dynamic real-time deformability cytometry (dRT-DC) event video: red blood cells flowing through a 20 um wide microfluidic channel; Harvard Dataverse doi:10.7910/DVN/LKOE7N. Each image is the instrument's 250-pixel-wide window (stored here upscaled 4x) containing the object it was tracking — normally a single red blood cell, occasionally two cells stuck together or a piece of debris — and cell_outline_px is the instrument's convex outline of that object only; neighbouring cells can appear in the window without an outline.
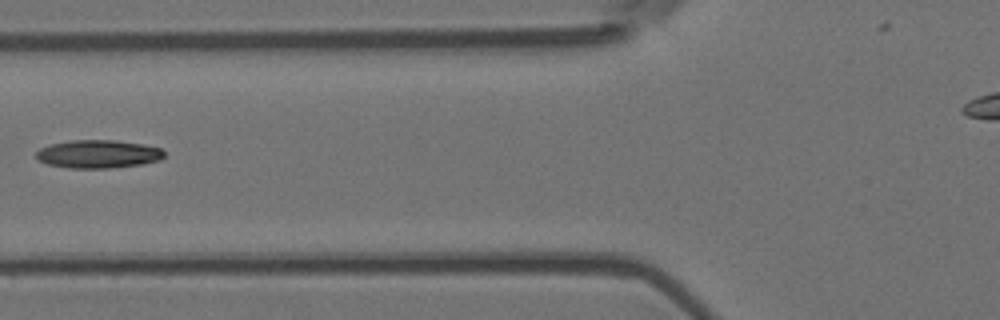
{"species": "Egyptian fruit bat (a non-hibernating species)", "species_latin": "Rousettus aegyptiacus", "temperature_condition": "room temperature", "stored_images_in_passage": 7, "camera_frame_rate_fps": 3000, "um_per_image_px": 0.085, "animal": {"sex": "female"}, "frame": {"image": 1, "passage_image": 5, "time_ms": 1.333, "image_size_px": [1000, 320], "cell_outline_px": [[164, 156], [160, 160], [140, 164], [108, 168], [68, 168], [48, 164], [40, 160], [36, 156], [36, 152], [40, 148], [52, 144], [72, 140], [116, 140], [144, 144], [160, 148], [164, 152]], "centroid_in_image_um": [8.36, 13.09], "position_along_channel_um": 117.4, "area_um2": 20.87}}
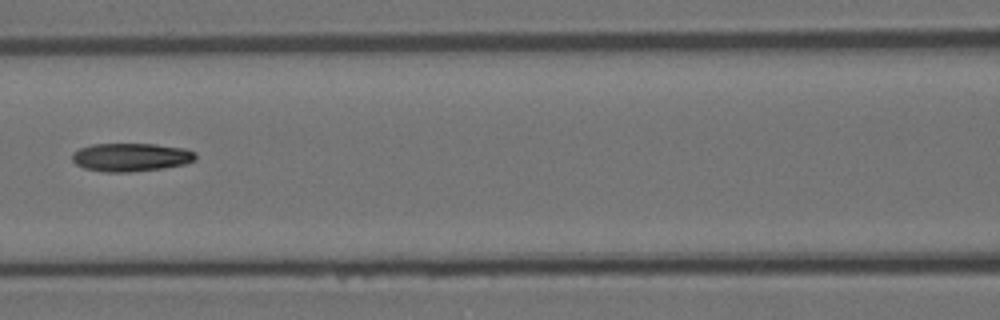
{"frame": {"image": 2, "passage_image": 6, "time_ms": 1.667, "image_size_px": [1000, 320], "cell_outline_px": [[196, 160], [184, 164], [164, 168], [128, 172], [104, 172], [84, 168], [76, 164], [72, 160], [72, 152], [80, 148], [92, 144], [156, 144], [184, 148], [196, 152]], "centroid_in_image_um": [11.13, 13.36], "position_along_channel_um": 155.5, "area_um2": 20.46}}
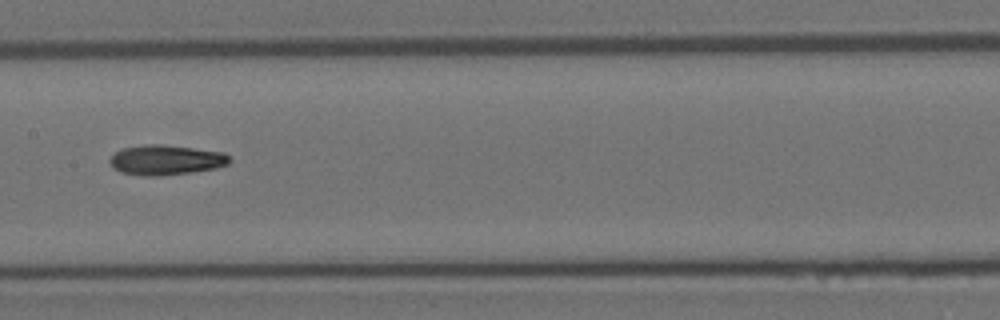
{"frame": {"image": 3, "passage_image": 7, "time_ms": 2.0, "image_size_px": [1000, 320], "cell_outline_px": [[232, 160], [228, 164], [216, 168], [192, 172], [160, 176], [140, 176], [120, 172], [112, 168], [108, 160], [120, 148], [144, 144], [160, 144], [224, 152]], "centroid_in_image_um": [14.06, 13.6], "position_along_channel_um": 193.3, "area_um2": 21.15}}